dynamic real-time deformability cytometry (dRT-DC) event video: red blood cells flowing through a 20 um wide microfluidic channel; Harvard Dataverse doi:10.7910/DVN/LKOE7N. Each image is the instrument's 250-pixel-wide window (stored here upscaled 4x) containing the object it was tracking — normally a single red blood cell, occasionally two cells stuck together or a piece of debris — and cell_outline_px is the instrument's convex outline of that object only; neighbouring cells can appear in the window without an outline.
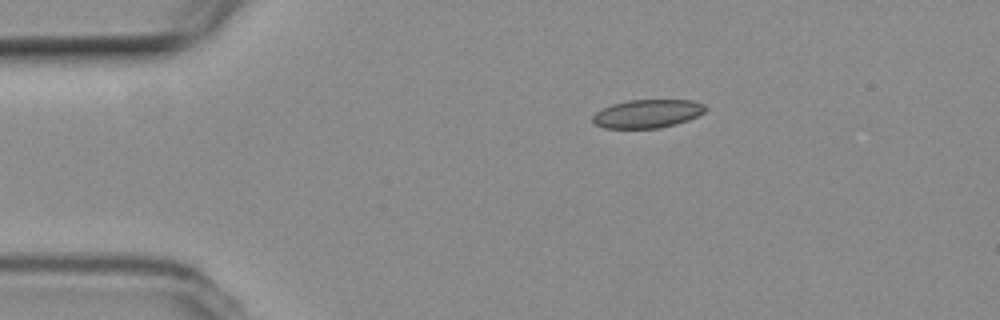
{"species": "common noctule bat (a hibernating species)", "species_latin": "Nyctalus noctula", "temperature_condition": "room temperature", "stored_images_in_passage": 7, "camera_frame_rate_fps": 3000, "um_per_image_px": 0.085, "animal": {"sex": "female", "body_mass_g": 19.3, "forearm_length_mm": 54.1}, "frame": {"image": 1, "passage_image": 1, "time_ms": 0.0, "image_size_px": [1000, 320], "cell_outline_px": [[704, 112], [688, 120], [676, 124], [660, 128], [604, 128], [596, 124], [592, 120], [592, 116], [596, 112], [612, 104], [628, 100], [692, 100], [704, 104]], "centroid_in_image_um": [55.02, 9.66], "position_along_channel_um": 30.0, "area_um2": 18.5}}
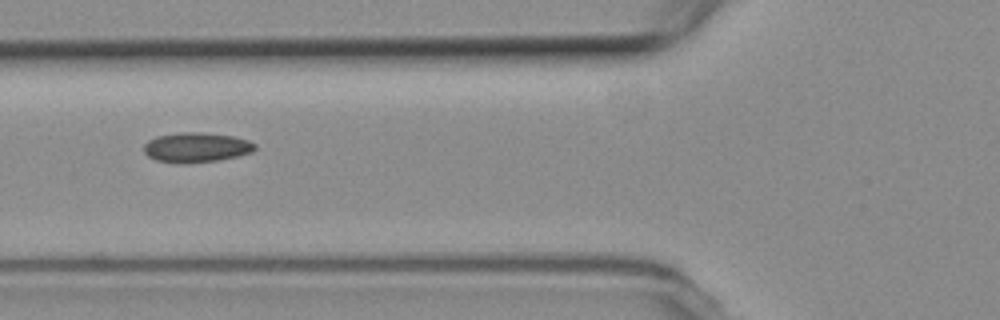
{"frame": {"image": 2, "passage_image": 4, "time_ms": 3.667, "image_size_px": [1000, 320], "cell_outline_px": [[256, 148], [252, 152], [236, 156], [216, 160], [180, 164], [176, 164], [156, 160], [148, 156], [144, 152], [144, 144], [148, 140], [156, 136], [180, 132], [200, 132], [232, 136], [248, 140], [256, 144]], "centroid_in_image_um": [16.65, 12.53], "position_along_channel_um": 109.1, "area_um2": 19.31}}
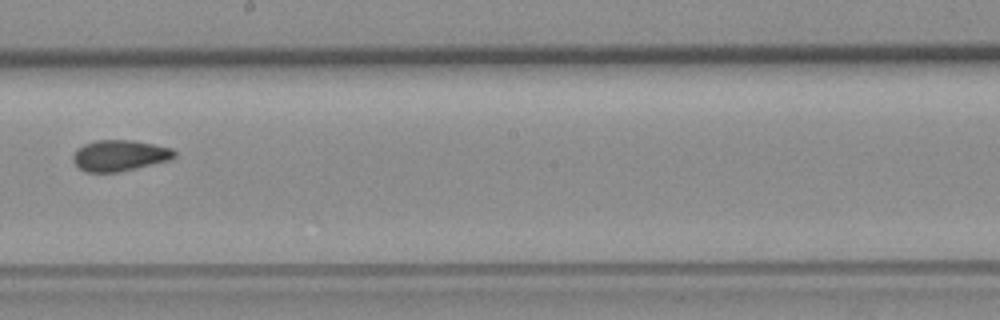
{"frame": {"image": 3, "passage_image": 7, "time_ms": 7.333, "image_size_px": [1000, 320], "cell_outline_px": [[176, 156], [168, 160], [116, 172], [88, 172], [80, 168], [72, 160], [72, 156], [84, 144], [96, 140], [132, 140], [172, 148], [176, 152]], "centroid_in_image_um": [10.16, 13.21], "position_along_channel_um": 238.0, "area_um2": 17.92}}